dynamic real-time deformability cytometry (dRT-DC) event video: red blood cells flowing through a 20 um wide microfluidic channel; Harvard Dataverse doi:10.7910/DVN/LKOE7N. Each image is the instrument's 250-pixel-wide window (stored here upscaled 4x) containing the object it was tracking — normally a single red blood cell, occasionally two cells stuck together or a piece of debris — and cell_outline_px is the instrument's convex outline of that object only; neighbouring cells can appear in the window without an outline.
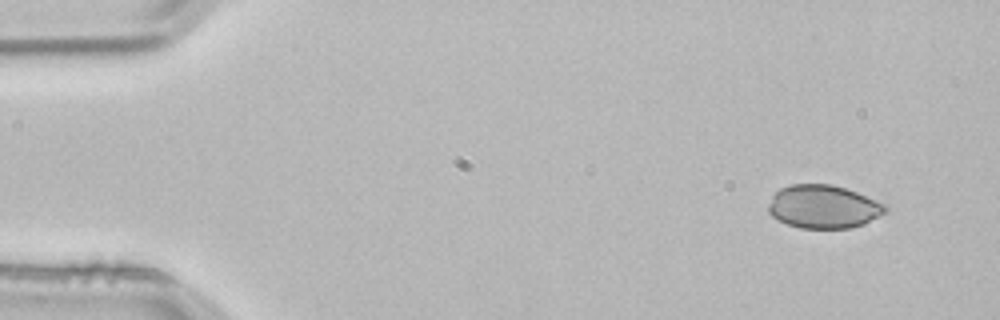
{"species": "common noctule bat (a hibernating species)", "species_latin": "Nyctalus noctula", "temperature_condition": "room temperature", "stored_images_in_passage": 3, "camera_frame_rate_fps": 3000, "um_per_image_px": 0.085, "animal": {"sex": "male", "body_mass_g": 21.5, "forearm_length_mm": 52.0}, "frame": {"image": 1, "passage_image": 1, "time_ms": 0.0, "image_size_px": [1000, 320], "cell_outline_px": [[888, 208], [884, 212], [864, 224], [848, 228], [800, 228], [776, 220], [768, 212], [768, 204], [772, 196], [780, 188], [792, 184], [832, 184], [856, 192], [888, 204]], "centroid_in_image_um": [69.97, 17.57], "position_along_channel_um": 15.0, "area_um2": 29.54}}
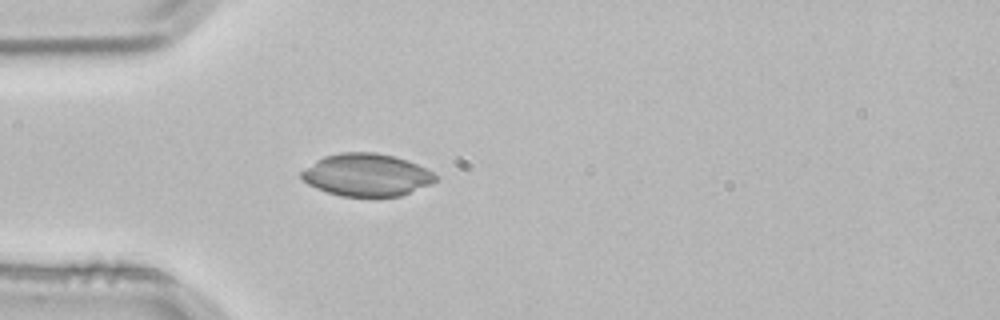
{"frame": {"image": 2, "passage_image": 3, "time_ms": 0.667, "image_size_px": [1000, 320], "cell_outline_px": [[436, 180], [432, 184], [400, 196], [340, 196], [316, 188], [308, 184], [300, 176], [300, 172], [316, 160], [324, 156], [340, 152], [376, 152], [392, 156], [416, 164], [432, 172], [436, 176]], "centroid_in_image_um": [31.13, 14.87], "position_along_channel_um": 53.9, "area_um2": 32.95}}